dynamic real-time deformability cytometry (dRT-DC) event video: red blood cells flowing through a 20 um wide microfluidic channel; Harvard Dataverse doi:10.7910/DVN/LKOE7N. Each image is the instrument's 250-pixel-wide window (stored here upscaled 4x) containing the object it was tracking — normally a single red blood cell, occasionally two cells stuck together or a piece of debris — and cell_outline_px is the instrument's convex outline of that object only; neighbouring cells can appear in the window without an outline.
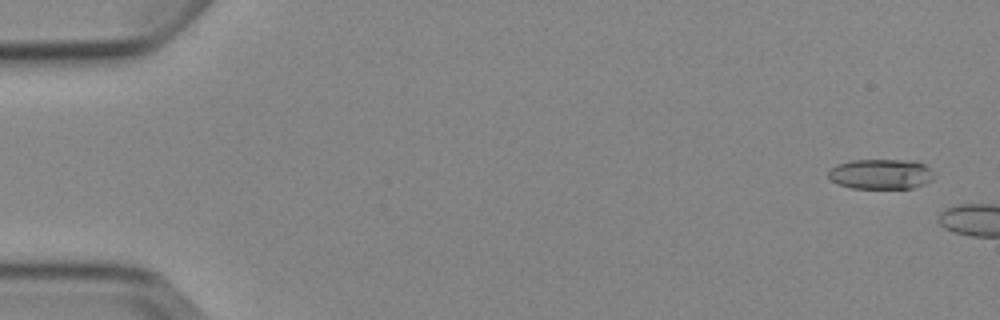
{"species": "Egyptian fruit bat (a non-hibernating species)", "species_latin": "Rousettus aegyptiacus", "temperature_condition": "cold", "stored_images_in_passage": 2, "camera_frame_rate_fps": 3000, "um_per_image_px": 0.085, "animal": {"sex": "female"}, "frame": {"image": 1, "passage_image": 1, "time_ms": 0.0, "image_size_px": [1000, 320], "cell_outline_px": [[936, 176], [932, 180], [924, 184], [912, 188], [852, 188], [836, 184], [828, 176], [828, 172], [836, 164], [852, 160], [908, 160], [924, 164]], "centroid_in_image_um": [74.86, 14.8], "position_along_channel_um": 10.1, "area_um2": 18.55}}